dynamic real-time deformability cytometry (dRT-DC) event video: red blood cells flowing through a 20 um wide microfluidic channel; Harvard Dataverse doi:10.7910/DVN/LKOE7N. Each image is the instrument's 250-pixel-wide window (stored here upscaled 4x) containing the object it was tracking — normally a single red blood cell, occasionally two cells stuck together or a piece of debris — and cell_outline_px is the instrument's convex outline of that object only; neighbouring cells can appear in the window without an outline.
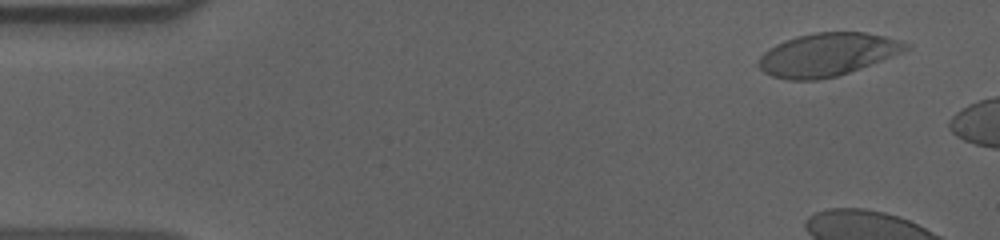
{"species": "human", "species_latin": "Homo sapiens", "temperature_condition": "cold", "stored_images_in_passage": 8, "camera_frame_rate_fps": 3000, "um_per_image_px": 0.085, "donor": {"sex": "male"}, "frame": {"image": 1, "passage_image": 4, "time_ms": 1.0, "image_size_px": [1000, 240], "cell_outline_px": [[912, 48], [860, 68], [836, 76], [816, 80], [788, 80], [772, 76], [764, 72], [756, 64], [760, 56], [768, 48], [776, 44], [796, 36], [816, 32], [864, 32], [884, 36], [912, 44]], "centroid_in_image_um": [70.3, 4.63], "position_along_channel_um": 14.7, "area_um2": 36.76}}